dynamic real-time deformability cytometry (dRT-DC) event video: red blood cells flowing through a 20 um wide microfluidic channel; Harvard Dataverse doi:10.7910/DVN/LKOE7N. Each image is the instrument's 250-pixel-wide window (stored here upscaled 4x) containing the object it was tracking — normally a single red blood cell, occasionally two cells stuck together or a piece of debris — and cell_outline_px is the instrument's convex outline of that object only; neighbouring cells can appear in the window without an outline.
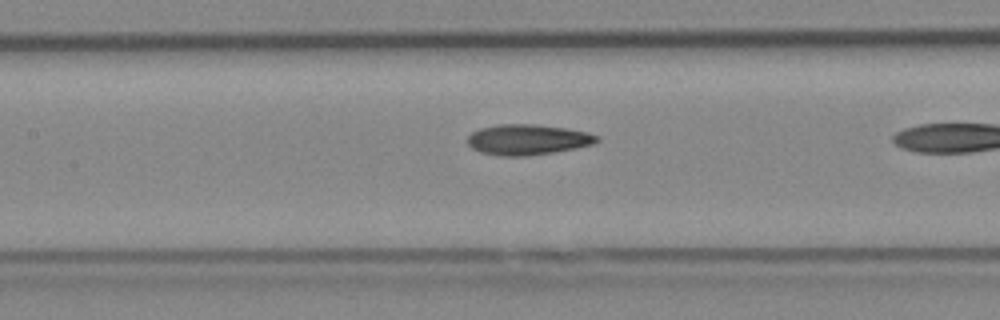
{"species": "Egyptian fruit bat (a non-hibernating species)", "species_latin": "Rousettus aegyptiacus", "temperature_condition": "cold", "stored_images_in_passage": 9, "camera_frame_rate_fps": 3000, "um_per_image_px": 0.085, "animal": {"sex": "female"}, "frame": {"image": 1, "passage_image": 8, "time_ms": 2.333, "image_size_px": [1000, 320], "cell_outline_px": [[600, 140], [592, 144], [576, 148], [528, 156], [500, 156], [480, 152], [472, 148], [468, 144], [468, 136], [472, 132], [480, 128], [500, 124], [536, 124], [564, 128], [588, 132], [600, 136]], "centroid_in_image_um": [44.85, 11.86], "position_along_channel_um": 162.5, "area_um2": 23.0}}